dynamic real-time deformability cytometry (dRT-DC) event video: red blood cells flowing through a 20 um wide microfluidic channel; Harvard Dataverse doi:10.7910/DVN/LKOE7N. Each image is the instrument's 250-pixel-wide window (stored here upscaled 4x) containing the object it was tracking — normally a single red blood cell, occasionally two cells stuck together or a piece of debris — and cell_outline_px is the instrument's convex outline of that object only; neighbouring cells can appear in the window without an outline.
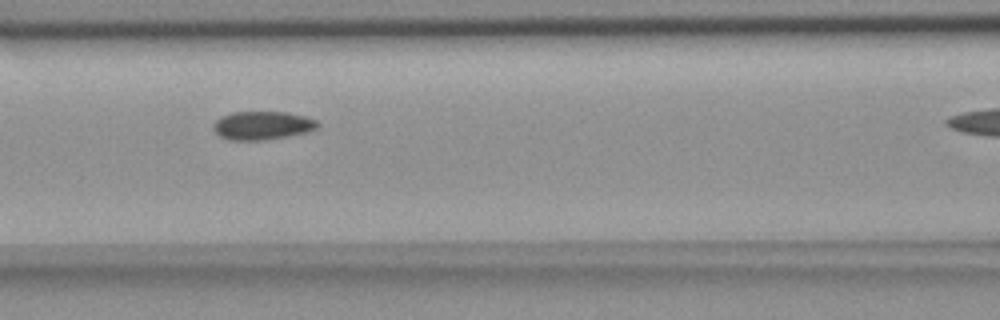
{"species": "common noctule bat (a hibernating species)", "species_latin": "Nyctalus noctula", "temperature_condition": "room temperature", "stored_images_in_passage": 6, "camera_frame_rate_fps": 3000, "um_per_image_px": 0.085, "animal": {"sex": "female", "body_mass_g": 18.4}, "frame": {"image": 1, "passage_image": 3, "time_ms": 2.333, "image_size_px": [1000, 320], "cell_outline_px": [[320, 124], [316, 128], [308, 132], [288, 136], [264, 140], [228, 140], [220, 136], [212, 128], [212, 124], [220, 116], [232, 112], [288, 112], [304, 116], [316, 120]], "centroid_in_image_um": [22.28, 10.66], "position_along_channel_um": 144.3, "area_um2": 17.4}}
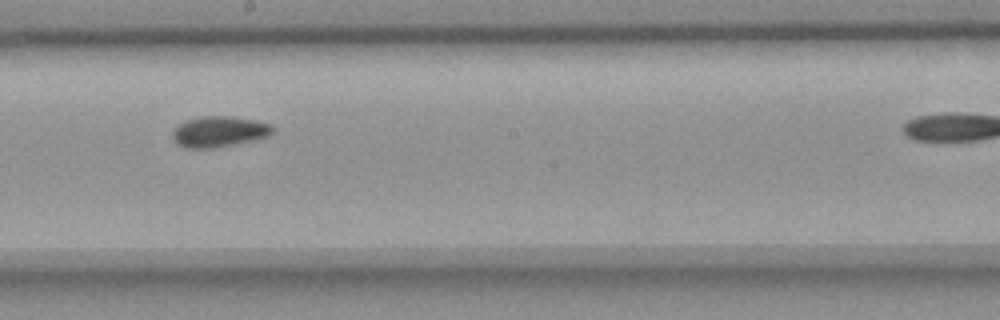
{"frame": {"image": 2, "passage_image": 5, "time_ms": 4.667, "image_size_px": [1000, 320], "cell_outline_px": [[272, 132], [268, 136], [252, 140], [216, 148], [184, 148], [176, 144], [172, 136], [172, 132], [180, 124], [188, 120], [200, 116], [228, 116], [256, 120], [272, 124]], "centroid_in_image_um": [18.61, 11.19], "position_along_channel_um": 229.6, "area_um2": 17.86}}
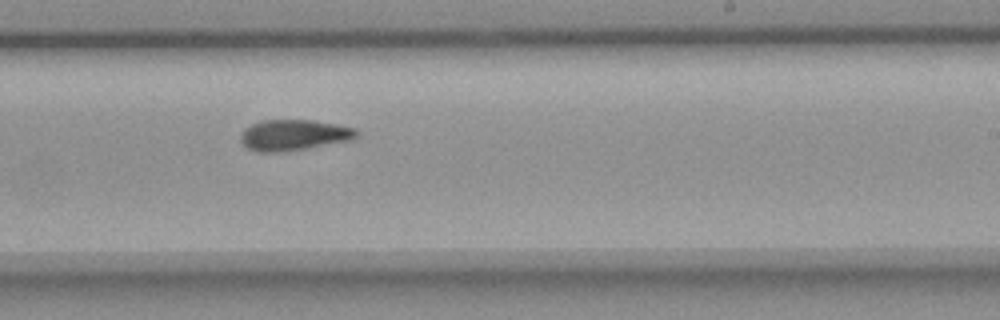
{"frame": {"image": 3, "passage_image": 6, "time_ms": 7.333, "image_size_px": [1000, 320], "cell_outline_px": [[356, 136], [348, 140], [284, 152], [256, 152], [248, 148], [240, 140], [240, 136], [244, 128], [252, 124], [264, 120], [312, 120], [336, 124], [356, 128]], "centroid_in_image_um": [24.91, 11.47], "position_along_channel_um": 264.1, "area_um2": 20.58}}